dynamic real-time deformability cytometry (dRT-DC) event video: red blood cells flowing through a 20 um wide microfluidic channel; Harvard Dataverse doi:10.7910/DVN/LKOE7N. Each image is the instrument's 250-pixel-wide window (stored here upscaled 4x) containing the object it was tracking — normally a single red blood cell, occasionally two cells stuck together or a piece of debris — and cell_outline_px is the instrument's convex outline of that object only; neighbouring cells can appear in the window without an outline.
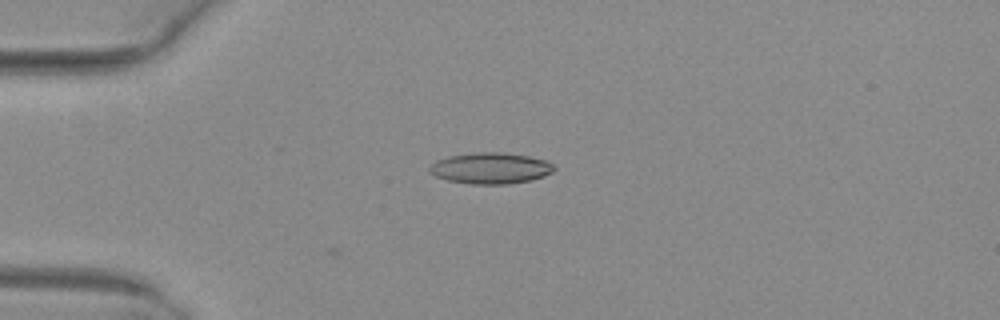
{"species": "common noctule bat (a hibernating species)", "species_latin": "Nyctalus noctula", "temperature_condition": "warm", "stored_images_in_passage": 23, "camera_frame_rate_fps": 3000, "um_per_image_px": 0.085, "animal": {"sex": "female", "body_mass_g": 29.2, "forearm_length_mm": 56.3}, "frame": {"image": 1, "passage_image": 1, "time_ms": 0.0, "image_size_px": [1000, 320], "cell_outline_px": [[556, 168], [552, 172], [544, 176], [532, 180], [508, 184], [472, 184], [448, 180], [436, 176], [428, 168], [436, 160], [448, 156], [476, 152], [504, 152], [528, 156], [548, 160]], "centroid_in_image_um": [41.74, 14.29], "position_along_channel_um": 43.3, "area_um2": 22.66}}
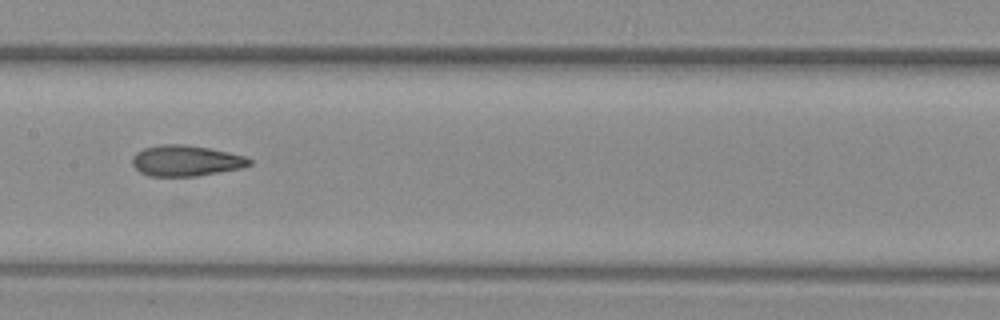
{"frame": {"image": 2, "passage_image": 14, "time_ms": 4.333, "image_size_px": [1000, 320], "cell_outline_px": [[252, 164], [244, 168], [196, 176], [148, 176], [140, 172], [132, 164], [132, 156], [136, 152], [144, 148], [160, 144], [184, 144], [208, 148], [228, 152], [244, 156], [252, 160]], "centroid_in_image_um": [15.8, 13.66], "position_along_channel_um": 191.6, "area_um2": 21.15}}
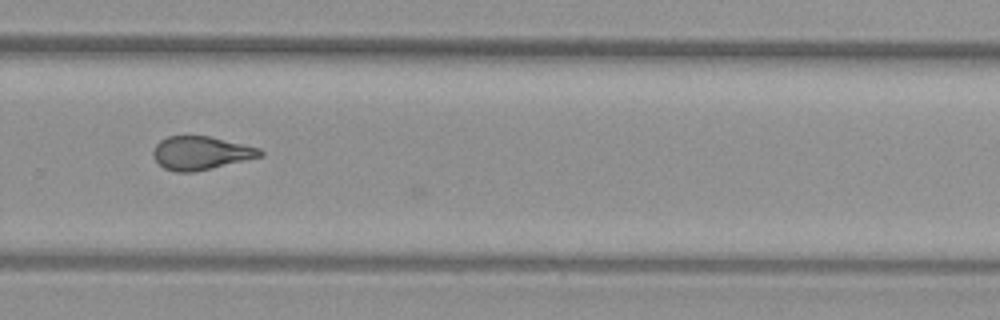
{"frame": {"image": 3, "passage_image": 23, "time_ms": 7.333, "image_size_px": [1000, 320], "cell_outline_px": [[264, 156], [212, 168], [192, 172], [176, 172], [164, 168], [152, 156], [152, 152], [156, 144], [160, 140], [168, 136], [208, 136], [260, 148], [264, 152]], "centroid_in_image_um": [17.08, 13.01], "position_along_channel_um": 312.7, "area_um2": 20.75}}